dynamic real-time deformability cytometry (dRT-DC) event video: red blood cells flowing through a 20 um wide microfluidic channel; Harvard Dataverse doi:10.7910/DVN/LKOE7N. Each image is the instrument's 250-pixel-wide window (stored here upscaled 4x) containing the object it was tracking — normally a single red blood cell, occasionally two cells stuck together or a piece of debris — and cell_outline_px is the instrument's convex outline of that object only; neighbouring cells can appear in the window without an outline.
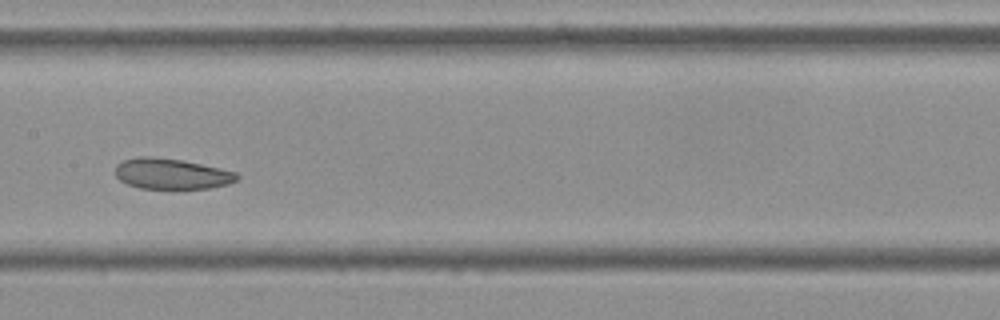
{"species": "Egyptian fruit bat (a non-hibernating species)", "species_latin": "Rousettus aegyptiacus", "temperature_condition": "cold", "stored_images_in_passage": 14, "camera_frame_rate_fps": 3000, "um_per_image_px": 0.085, "frame": {"image": 1, "passage_image": 7, "time_ms": 2.0, "image_size_px": [1000, 320], "cell_outline_px": [[240, 176], [236, 180], [228, 184], [208, 188], [140, 188], [128, 184], [120, 180], [116, 176], [116, 164], [124, 160], [140, 156], [152, 156], [184, 160], [220, 168], [236, 172]], "centroid_in_image_um": [14.58, 14.76], "position_along_channel_um": 192.8, "area_um2": 21.68}}
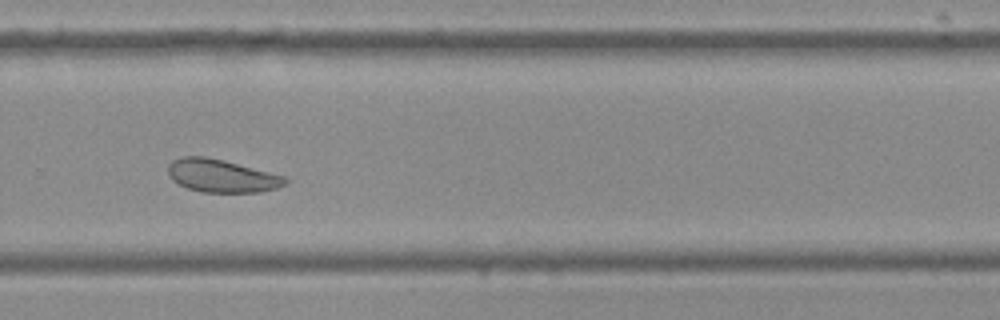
{"frame": {"image": 2, "passage_image": 10, "time_ms": 3.0, "image_size_px": [1000, 320], "cell_outline_px": [[288, 184], [276, 188], [260, 192], [200, 192], [188, 188], [172, 180], [168, 172], [168, 164], [172, 160], [184, 156], [204, 156], [224, 160], [284, 176], [288, 180]], "centroid_in_image_um": [18.83, 14.94], "position_along_channel_um": 311.0, "area_um2": 22.43}}
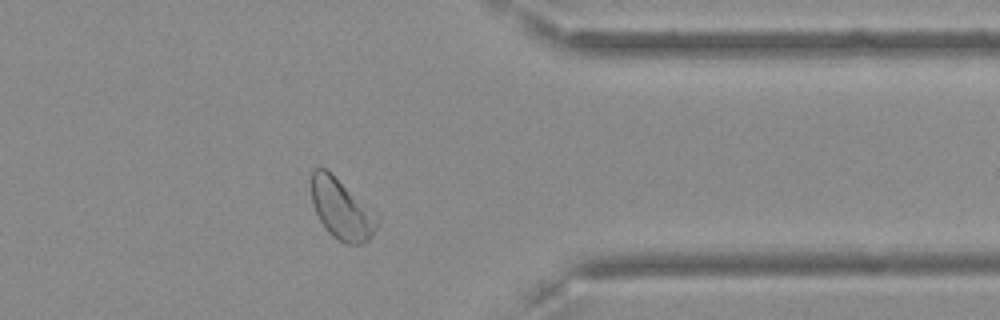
{"frame": {"image": 3, "passage_image": 12, "time_ms": 3.667, "image_size_px": [1000, 320], "cell_outline_px": [[380, 220], [372, 236], [368, 240], [360, 244], [344, 244], [332, 236], [324, 228], [312, 204], [308, 176], [312, 168], [324, 168], [332, 172], [380, 216]], "centroid_in_image_um": [29.0, 17.73], "position_along_channel_um": 382.4, "area_um2": 24.04}}